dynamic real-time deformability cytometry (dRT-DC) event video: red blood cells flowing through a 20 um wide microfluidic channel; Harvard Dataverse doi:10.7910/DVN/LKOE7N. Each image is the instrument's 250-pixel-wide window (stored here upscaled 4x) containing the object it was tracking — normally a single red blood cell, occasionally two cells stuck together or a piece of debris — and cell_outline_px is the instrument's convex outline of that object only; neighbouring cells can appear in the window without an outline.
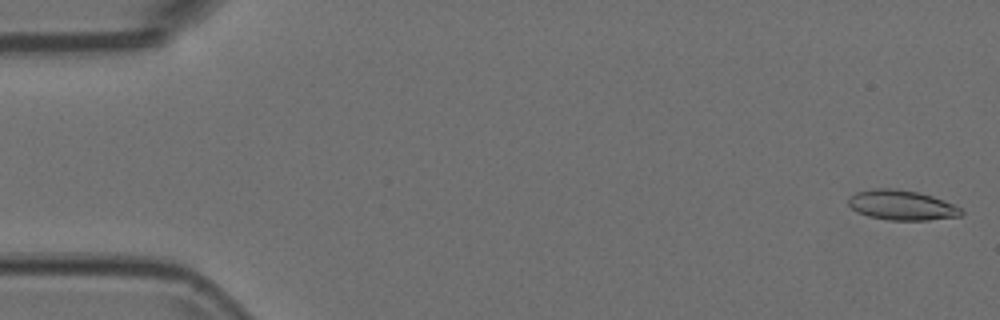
{"species": "Egyptian fruit bat (a non-hibernating species)", "species_latin": "Rousettus aegyptiacus", "temperature_condition": "room temperature", "stored_images_in_passage": 53, "camera_frame_rate_fps": 3000, "um_per_image_px": 0.085, "animal": {"sex": "female"}, "frame": {"image": 1, "passage_image": 1, "time_ms": 0.0, "image_size_px": [1000, 320], "cell_outline_px": [[964, 212], [960, 216], [928, 220], [888, 220], [868, 216], [856, 212], [848, 204], [848, 196], [856, 192], [876, 188], [888, 188], [916, 192], [932, 196], [944, 200], [960, 208]], "centroid_in_image_um": [76.61, 17.44], "position_along_channel_um": 8.4, "area_um2": 19.59}}
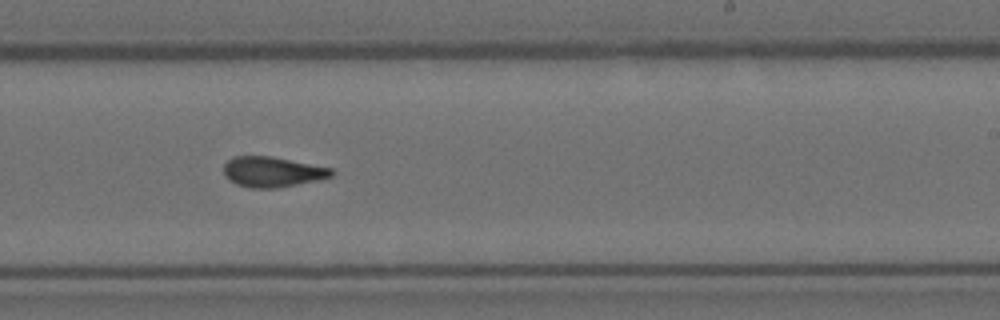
{"frame": {"image": 2, "passage_image": 32, "time_ms": 10.333, "image_size_px": [1000, 320], "cell_outline_px": [[336, 172], [332, 176], [316, 180], [276, 188], [252, 188], [236, 184], [228, 180], [224, 176], [224, 164], [232, 156], [272, 156], [332, 168]], "centroid_in_image_um": [23.13, 14.6], "position_along_channel_um": 265.9, "area_um2": 19.07}}
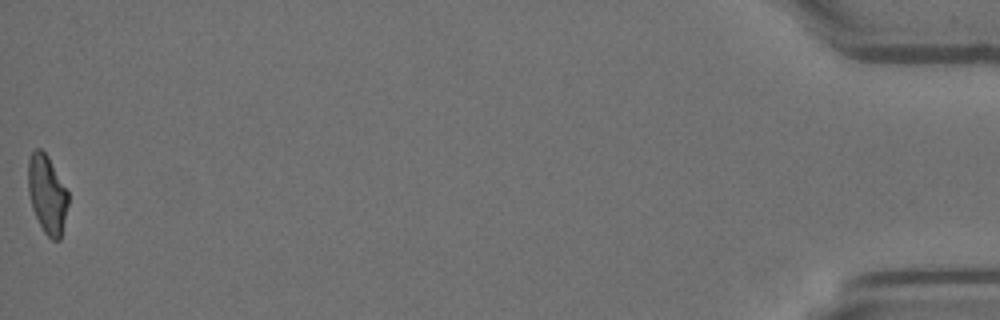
{"frame": {"image": 3, "passage_image": 53, "time_ms": 17.333, "image_size_px": [1000, 320], "cell_outline_px": [[68, 204], [60, 240], [52, 240], [44, 232], [32, 208], [28, 192], [28, 160], [32, 152], [36, 148], [40, 148], [48, 156], [68, 192]], "centroid_in_image_um": [4.0, 16.5], "position_along_channel_um": 431.2, "area_um2": 18.15}}